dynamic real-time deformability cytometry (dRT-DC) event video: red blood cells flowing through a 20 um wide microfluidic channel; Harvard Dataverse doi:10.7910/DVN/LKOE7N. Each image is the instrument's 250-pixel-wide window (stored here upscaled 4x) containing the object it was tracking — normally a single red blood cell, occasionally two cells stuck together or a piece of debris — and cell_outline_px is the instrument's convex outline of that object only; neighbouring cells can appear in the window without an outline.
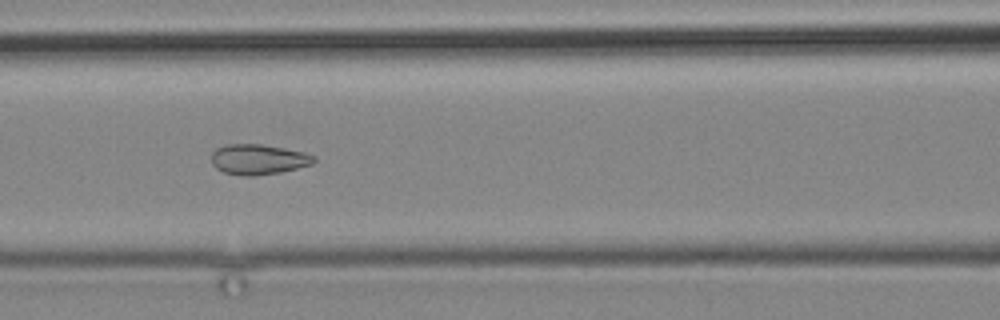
{"species": "common noctule bat (a hibernating species)", "species_latin": "Nyctalus noctula", "temperature_condition": "cold", "stored_images_in_passage": 12, "camera_frame_rate_fps": 3000, "um_per_image_px": 0.085, "animal": {"sex": "male", "body_mass_g": 19.2, "forearm_length_mm": 51.8}, "frame": {"image": 1, "passage_image": 10, "time_ms": 11.333, "image_size_px": [1000, 320], "cell_outline_px": [[316, 160], [312, 164], [280, 172], [252, 176], [248, 176], [224, 172], [216, 168], [212, 164], [212, 152], [216, 148], [224, 144], [264, 144], [304, 152], [316, 156]], "centroid_in_image_um": [21.96, 13.53], "position_along_channel_um": 144.6, "area_um2": 18.09}}
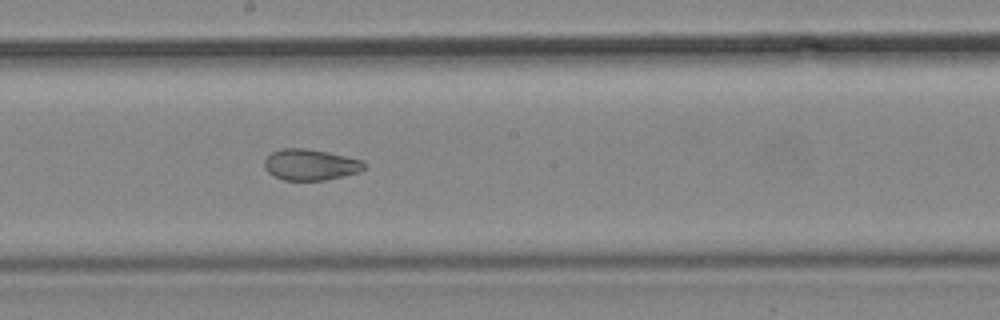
{"frame": {"image": 2, "passage_image": 12, "time_ms": 13.667, "image_size_px": [1000, 320], "cell_outline_px": [[364, 168], [360, 172], [324, 180], [284, 180], [268, 172], [264, 168], [264, 160], [272, 152], [284, 148], [304, 148], [328, 152], [364, 160]], "centroid_in_image_um": [26.39, 13.99], "position_along_channel_um": 221.8, "area_um2": 17.98}}